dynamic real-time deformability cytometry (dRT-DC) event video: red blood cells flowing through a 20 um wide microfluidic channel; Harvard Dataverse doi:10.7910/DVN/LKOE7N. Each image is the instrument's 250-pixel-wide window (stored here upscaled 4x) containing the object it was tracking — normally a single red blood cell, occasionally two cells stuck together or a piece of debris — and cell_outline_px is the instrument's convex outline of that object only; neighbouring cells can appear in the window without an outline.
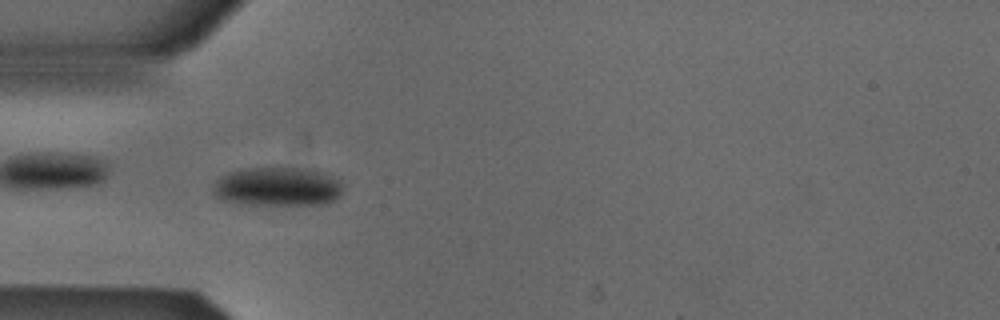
{"species": "Egyptian fruit bat (a non-hibernating species)", "species_latin": "Rousettus aegyptiacus", "temperature_condition": "cold", "stored_images_in_passage": 47, "camera_frame_rate_fps": 3000, "um_per_image_px": 0.085, "animal": {"sex": "male"}, "frame": {"image": 1, "passage_image": 14, "time_ms": 4.333, "image_size_px": [1000, 320], "cell_outline_px": [[344, 184], [340, 196], [336, 200], [328, 204], [248, 204], [220, 200], [212, 192], [216, 180], [220, 176], [232, 172], [248, 168], [292, 168], [324, 172], [340, 180]], "centroid_in_image_um": [23.63, 15.88], "position_along_channel_um": 61.4, "area_um2": 29.42}}
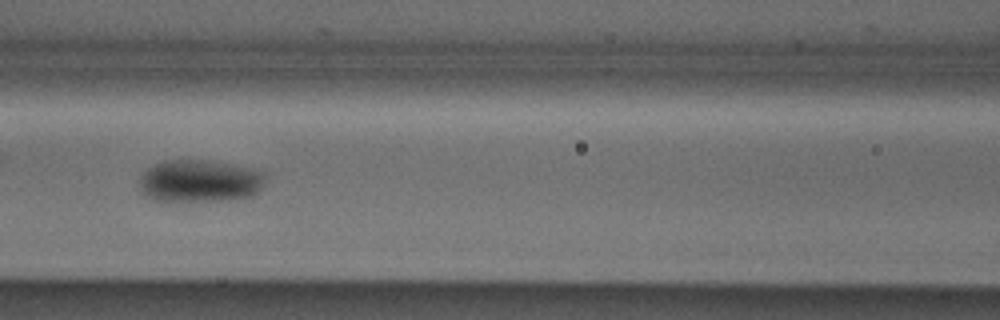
{"frame": {"image": 2, "passage_image": 21, "time_ms": 6.667, "image_size_px": [1000, 320], "cell_outline_px": [[264, 180], [260, 188], [252, 196], [232, 200], [156, 200], [140, 192], [140, 176], [148, 168], [164, 160], [208, 160], [232, 164], [264, 172]], "centroid_in_image_um": [16.97, 15.37], "position_along_channel_um": 149.6, "area_um2": 30.81}}
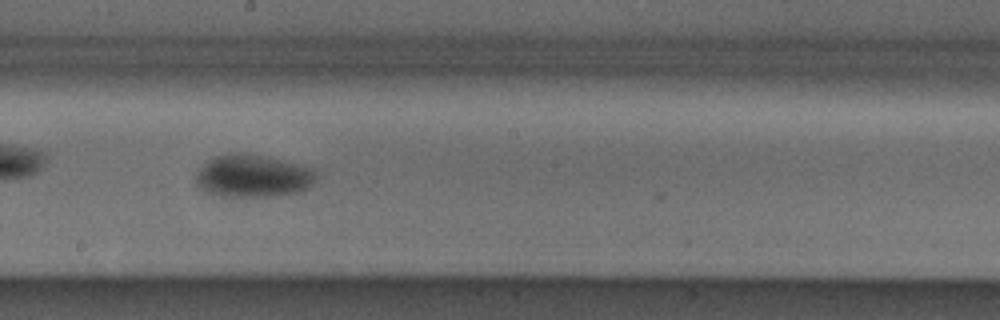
{"frame": {"image": 3, "passage_image": 27, "time_ms": 8.667, "image_size_px": [1000, 320], "cell_outline_px": [[316, 180], [308, 188], [300, 192], [276, 196], [220, 196], [204, 192], [196, 184], [196, 172], [204, 164], [216, 156], [260, 156], [280, 160], [312, 168], [316, 172]], "centroid_in_image_um": [21.52, 15.02], "position_along_channel_um": 226.7, "area_um2": 29.02}, "authors_computed_cell_mechanics": {"area_um2": 28.033, "velocity_mm_per_s": 3.8614, "shape_relaxation_time_tau1_ms": 6.1668, "shape_relaxation_time_tau2_ms": null, "deformation_change_tau1": 0.1137, "deformation_change_tau2": null}}